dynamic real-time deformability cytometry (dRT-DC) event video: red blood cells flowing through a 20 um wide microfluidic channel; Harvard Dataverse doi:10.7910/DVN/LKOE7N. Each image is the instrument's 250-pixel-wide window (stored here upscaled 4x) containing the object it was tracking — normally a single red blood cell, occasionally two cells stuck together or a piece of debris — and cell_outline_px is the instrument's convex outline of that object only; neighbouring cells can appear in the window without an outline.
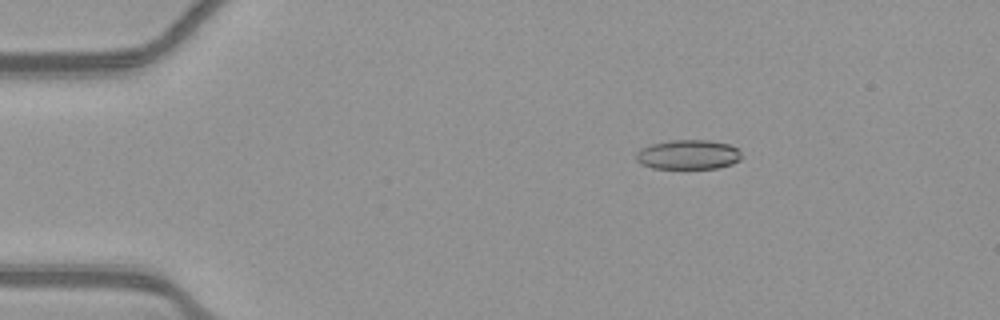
{"species": "common noctule bat (a hibernating species)", "species_latin": "Nyctalus noctula", "temperature_condition": "warm", "stored_images_in_passage": 47, "camera_frame_rate_fps": 3000, "um_per_image_px": 0.085, "animal": {"sex": "female", "body_mass_g": 21.9}, "frame": {"image": 1, "passage_image": 3, "time_ms": 0.667, "image_size_px": [1000, 320], "cell_outline_px": [[744, 156], [740, 160], [732, 164], [720, 168], [652, 168], [640, 164], [636, 160], [636, 152], [640, 148], [652, 144], [668, 140], [708, 140], [728, 144], [740, 148]], "centroid_in_image_um": [58.53, 13.14], "position_along_channel_um": 26.5, "area_um2": 18.5}}
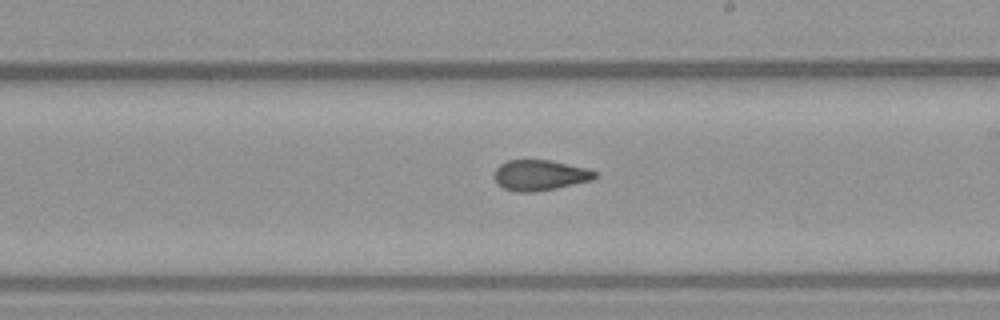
{"frame": {"image": 2, "passage_image": 25, "time_ms": 8.0, "image_size_px": [1000, 320], "cell_outline_px": [[596, 176], [592, 180], [556, 188], [532, 192], [516, 192], [504, 188], [492, 176], [496, 168], [500, 164], [508, 160], [552, 160], [588, 168], [596, 172]], "centroid_in_image_um": [45.89, 14.88], "position_along_channel_um": 243.1, "area_um2": 17.92}}
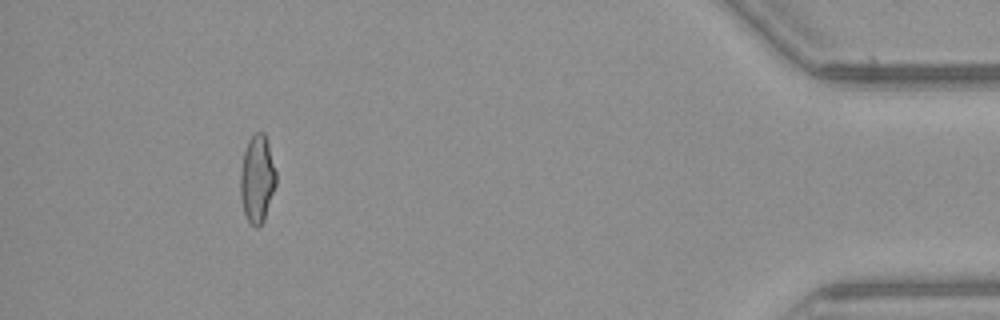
{"frame": {"image": 3, "passage_image": 43, "time_ms": 14.0, "image_size_px": [1000, 320], "cell_outline_px": [[276, 184], [264, 220], [256, 228], [244, 216], [240, 196], [240, 176], [244, 152], [248, 140], [256, 132], [264, 132], [268, 144], [276, 172]], "centroid_in_image_um": [21.85, 15.22], "position_along_channel_um": 413.4, "area_um2": 18.09}, "authors_computed_cell_mechanics": {"area_um2": 18.3226, "velocity_mm_per_s": 3.9091, "shape_relaxation_time_tau1_ms": null, "shape_relaxation_time_tau2_ms": 1.9932, "deformation_change_tau1": null, "deformation_change_tau2": 0.08}}